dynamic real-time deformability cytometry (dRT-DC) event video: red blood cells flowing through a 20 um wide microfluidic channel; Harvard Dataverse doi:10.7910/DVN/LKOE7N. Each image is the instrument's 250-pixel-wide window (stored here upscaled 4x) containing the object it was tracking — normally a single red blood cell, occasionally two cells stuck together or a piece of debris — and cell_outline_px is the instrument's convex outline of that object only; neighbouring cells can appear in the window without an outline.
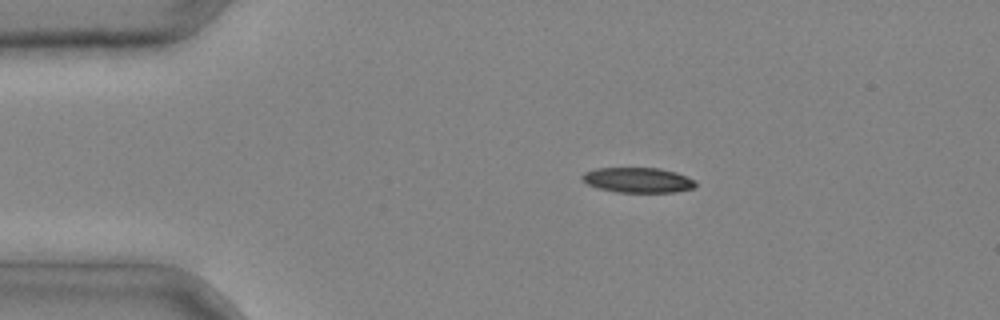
{"species": "common noctule bat (a hibernating species)", "species_latin": "Nyctalus noctula", "temperature_condition": "cold", "stored_images_in_passage": 2, "camera_frame_rate_fps": 3000, "um_per_image_px": 0.085, "animal": {"sex": "male", "body_mass_g": 20.4}, "frame": {"image": 1, "passage_image": 1, "time_ms": 0.0, "image_size_px": [1000, 320], "cell_outline_px": [[696, 188], [676, 192], [616, 192], [600, 188], [588, 184], [580, 176], [584, 172], [596, 168], [660, 168], [676, 172], [696, 180]], "centroid_in_image_um": [54.27, 15.3], "position_along_channel_um": 30.7, "area_um2": 16.65}}